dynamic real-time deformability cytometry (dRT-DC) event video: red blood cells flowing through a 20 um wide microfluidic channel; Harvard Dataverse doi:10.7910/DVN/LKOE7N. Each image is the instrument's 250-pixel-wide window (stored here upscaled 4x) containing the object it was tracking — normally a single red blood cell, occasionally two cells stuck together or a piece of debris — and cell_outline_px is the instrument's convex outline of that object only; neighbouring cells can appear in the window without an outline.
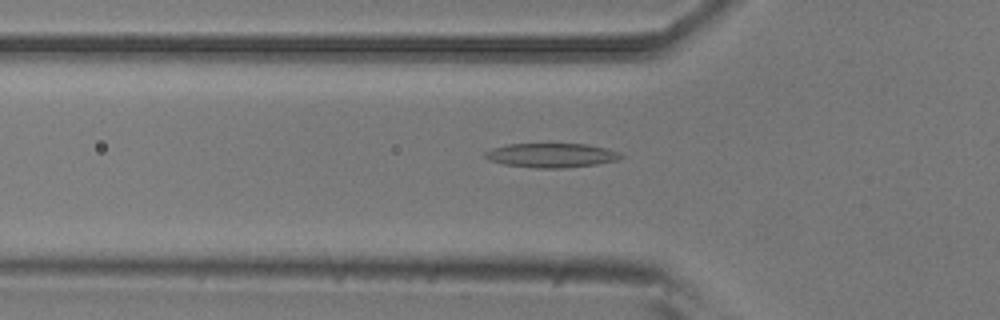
{"species": "common noctule bat (a hibernating species)", "species_latin": "Nyctalus noctula", "temperature_condition": "room temperature", "stored_images_in_passage": 39, "camera_frame_rate_fps": 3000, "um_per_image_px": 0.085, "animal": {"sex": "male", "body_mass_g": 20.5, "forearm_length_mm": 52.5}, "frame": {"image": 1, "passage_image": 4, "time_ms": 1.0, "image_size_px": [1000, 320], "cell_outline_px": [[624, 156], [616, 160], [596, 164], [564, 168], [536, 168], [504, 164], [488, 160], [484, 156], [484, 152], [492, 148], [508, 144], [588, 144], [620, 152]], "centroid_in_image_um": [46.85, 13.2], "position_along_channel_um": 79.0, "area_um2": 19.13}}
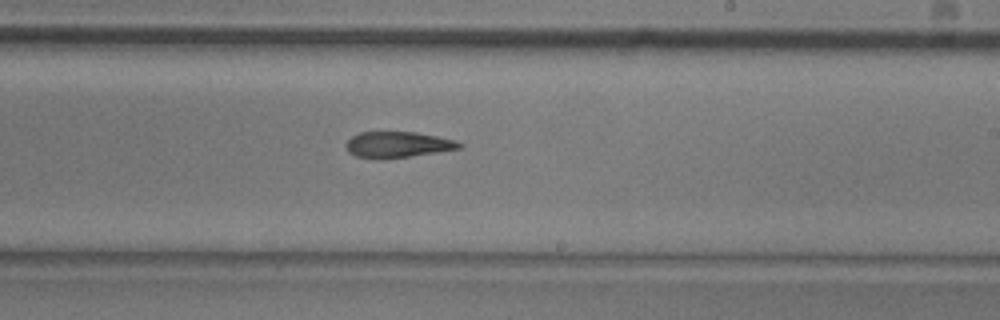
{"frame": {"image": 2, "passage_image": 18, "time_ms": 5.667, "image_size_px": [1000, 320], "cell_outline_px": [[464, 148], [408, 156], [356, 156], [348, 152], [344, 144], [352, 136], [360, 132], [416, 132], [456, 140], [464, 144]], "centroid_in_image_um": [33.86, 12.25], "position_along_channel_um": 255.1, "area_um2": 16.53}}
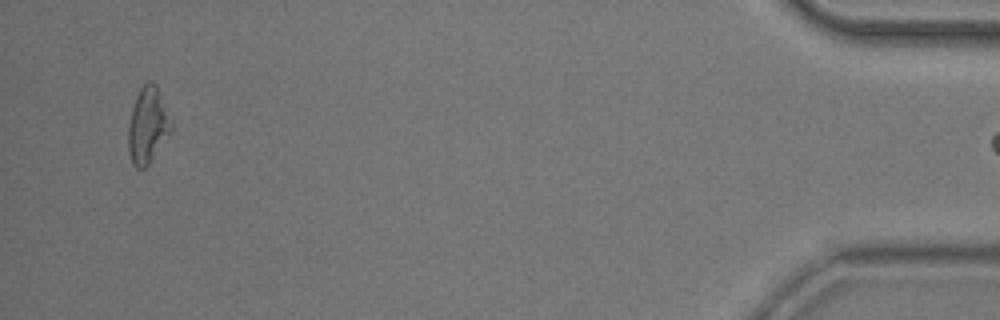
{"frame": {"image": 3, "passage_image": 38, "time_ms": 12.333, "image_size_px": [1000, 320], "cell_outline_px": [[172, 132], [148, 164], [144, 168], [136, 168], [132, 164], [128, 152], [128, 124], [132, 108], [136, 96], [140, 88], [148, 80], [156, 84], [172, 124]], "centroid_in_image_um": [12.54, 10.67], "position_along_channel_um": 422.7, "area_um2": 18.96}}